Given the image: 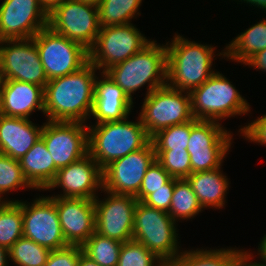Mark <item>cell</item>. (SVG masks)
I'll return each instance as SVG.
<instances>
[{
	"label": "cell",
	"instance_id": "45",
	"mask_svg": "<svg viewBox=\"0 0 266 266\" xmlns=\"http://www.w3.org/2000/svg\"><path fill=\"white\" fill-rule=\"evenodd\" d=\"M9 250L0 245V266H8Z\"/></svg>",
	"mask_w": 266,
	"mask_h": 266
},
{
	"label": "cell",
	"instance_id": "17",
	"mask_svg": "<svg viewBox=\"0 0 266 266\" xmlns=\"http://www.w3.org/2000/svg\"><path fill=\"white\" fill-rule=\"evenodd\" d=\"M48 25L39 0H4L0 5V40L33 38Z\"/></svg>",
	"mask_w": 266,
	"mask_h": 266
},
{
	"label": "cell",
	"instance_id": "46",
	"mask_svg": "<svg viewBox=\"0 0 266 266\" xmlns=\"http://www.w3.org/2000/svg\"><path fill=\"white\" fill-rule=\"evenodd\" d=\"M243 1H244V3L246 2V3L252 4L255 7L256 6L258 8L260 7L261 9L266 11V0H243Z\"/></svg>",
	"mask_w": 266,
	"mask_h": 266
},
{
	"label": "cell",
	"instance_id": "47",
	"mask_svg": "<svg viewBox=\"0 0 266 266\" xmlns=\"http://www.w3.org/2000/svg\"><path fill=\"white\" fill-rule=\"evenodd\" d=\"M77 1H80V2H83L84 4L92 5L98 8L102 0H77Z\"/></svg>",
	"mask_w": 266,
	"mask_h": 266
},
{
	"label": "cell",
	"instance_id": "28",
	"mask_svg": "<svg viewBox=\"0 0 266 266\" xmlns=\"http://www.w3.org/2000/svg\"><path fill=\"white\" fill-rule=\"evenodd\" d=\"M203 208L187 179H176L168 214L176 222L195 217Z\"/></svg>",
	"mask_w": 266,
	"mask_h": 266
},
{
	"label": "cell",
	"instance_id": "44",
	"mask_svg": "<svg viewBox=\"0 0 266 266\" xmlns=\"http://www.w3.org/2000/svg\"><path fill=\"white\" fill-rule=\"evenodd\" d=\"M259 256L261 257V264L266 266V235L263 237L260 247H259Z\"/></svg>",
	"mask_w": 266,
	"mask_h": 266
},
{
	"label": "cell",
	"instance_id": "21",
	"mask_svg": "<svg viewBox=\"0 0 266 266\" xmlns=\"http://www.w3.org/2000/svg\"><path fill=\"white\" fill-rule=\"evenodd\" d=\"M103 79L96 78L94 83V103L91 115L96 118V124L121 121L128 117L133 107V101L105 73Z\"/></svg>",
	"mask_w": 266,
	"mask_h": 266
},
{
	"label": "cell",
	"instance_id": "8",
	"mask_svg": "<svg viewBox=\"0 0 266 266\" xmlns=\"http://www.w3.org/2000/svg\"><path fill=\"white\" fill-rule=\"evenodd\" d=\"M33 41L48 81L80 70L89 62V52L80 43L52 31L40 30Z\"/></svg>",
	"mask_w": 266,
	"mask_h": 266
},
{
	"label": "cell",
	"instance_id": "26",
	"mask_svg": "<svg viewBox=\"0 0 266 266\" xmlns=\"http://www.w3.org/2000/svg\"><path fill=\"white\" fill-rule=\"evenodd\" d=\"M242 250L216 249L180 252L168 266H234Z\"/></svg>",
	"mask_w": 266,
	"mask_h": 266
},
{
	"label": "cell",
	"instance_id": "40",
	"mask_svg": "<svg viewBox=\"0 0 266 266\" xmlns=\"http://www.w3.org/2000/svg\"><path fill=\"white\" fill-rule=\"evenodd\" d=\"M245 65L253 66L255 69L266 71V49L254 54Z\"/></svg>",
	"mask_w": 266,
	"mask_h": 266
},
{
	"label": "cell",
	"instance_id": "27",
	"mask_svg": "<svg viewBox=\"0 0 266 266\" xmlns=\"http://www.w3.org/2000/svg\"><path fill=\"white\" fill-rule=\"evenodd\" d=\"M22 236V202L4 200L0 204V245L9 249Z\"/></svg>",
	"mask_w": 266,
	"mask_h": 266
},
{
	"label": "cell",
	"instance_id": "20",
	"mask_svg": "<svg viewBox=\"0 0 266 266\" xmlns=\"http://www.w3.org/2000/svg\"><path fill=\"white\" fill-rule=\"evenodd\" d=\"M36 109L44 113V88L16 80H2L0 84V114L30 119Z\"/></svg>",
	"mask_w": 266,
	"mask_h": 266
},
{
	"label": "cell",
	"instance_id": "11",
	"mask_svg": "<svg viewBox=\"0 0 266 266\" xmlns=\"http://www.w3.org/2000/svg\"><path fill=\"white\" fill-rule=\"evenodd\" d=\"M232 135L216 121L198 120L191 128L187 151L191 173L221 168Z\"/></svg>",
	"mask_w": 266,
	"mask_h": 266
},
{
	"label": "cell",
	"instance_id": "41",
	"mask_svg": "<svg viewBox=\"0 0 266 266\" xmlns=\"http://www.w3.org/2000/svg\"><path fill=\"white\" fill-rule=\"evenodd\" d=\"M251 257V258H250ZM250 259L252 260V255L251 253H248L247 251H242L238 256H237V260L235 262L234 266H264L261 263H256V262H252L250 261ZM250 262V263H249Z\"/></svg>",
	"mask_w": 266,
	"mask_h": 266
},
{
	"label": "cell",
	"instance_id": "22",
	"mask_svg": "<svg viewBox=\"0 0 266 266\" xmlns=\"http://www.w3.org/2000/svg\"><path fill=\"white\" fill-rule=\"evenodd\" d=\"M42 130L30 119L0 114V153L20 160L41 138Z\"/></svg>",
	"mask_w": 266,
	"mask_h": 266
},
{
	"label": "cell",
	"instance_id": "16",
	"mask_svg": "<svg viewBox=\"0 0 266 266\" xmlns=\"http://www.w3.org/2000/svg\"><path fill=\"white\" fill-rule=\"evenodd\" d=\"M108 198L94 199L95 232L119 242L133 238L134 211L137 199L128 194H116L106 191Z\"/></svg>",
	"mask_w": 266,
	"mask_h": 266
},
{
	"label": "cell",
	"instance_id": "23",
	"mask_svg": "<svg viewBox=\"0 0 266 266\" xmlns=\"http://www.w3.org/2000/svg\"><path fill=\"white\" fill-rule=\"evenodd\" d=\"M26 180L34 189H47L57 175L52 155L47 150L44 140L40 138L19 160Z\"/></svg>",
	"mask_w": 266,
	"mask_h": 266
},
{
	"label": "cell",
	"instance_id": "35",
	"mask_svg": "<svg viewBox=\"0 0 266 266\" xmlns=\"http://www.w3.org/2000/svg\"><path fill=\"white\" fill-rule=\"evenodd\" d=\"M22 187L33 188L24 177L19 160L0 153V200L5 192Z\"/></svg>",
	"mask_w": 266,
	"mask_h": 266
},
{
	"label": "cell",
	"instance_id": "7",
	"mask_svg": "<svg viewBox=\"0 0 266 266\" xmlns=\"http://www.w3.org/2000/svg\"><path fill=\"white\" fill-rule=\"evenodd\" d=\"M139 115L150 137L164 128L191 121L190 94L168 85L155 89L146 95Z\"/></svg>",
	"mask_w": 266,
	"mask_h": 266
},
{
	"label": "cell",
	"instance_id": "39",
	"mask_svg": "<svg viewBox=\"0 0 266 266\" xmlns=\"http://www.w3.org/2000/svg\"><path fill=\"white\" fill-rule=\"evenodd\" d=\"M242 136L261 145H266V114L240 129Z\"/></svg>",
	"mask_w": 266,
	"mask_h": 266
},
{
	"label": "cell",
	"instance_id": "14",
	"mask_svg": "<svg viewBox=\"0 0 266 266\" xmlns=\"http://www.w3.org/2000/svg\"><path fill=\"white\" fill-rule=\"evenodd\" d=\"M41 138L58 169L88 154V126L82 122L48 121Z\"/></svg>",
	"mask_w": 266,
	"mask_h": 266
},
{
	"label": "cell",
	"instance_id": "33",
	"mask_svg": "<svg viewBox=\"0 0 266 266\" xmlns=\"http://www.w3.org/2000/svg\"><path fill=\"white\" fill-rule=\"evenodd\" d=\"M156 161L172 178L186 179L191 174V161L187 149L155 150Z\"/></svg>",
	"mask_w": 266,
	"mask_h": 266
},
{
	"label": "cell",
	"instance_id": "29",
	"mask_svg": "<svg viewBox=\"0 0 266 266\" xmlns=\"http://www.w3.org/2000/svg\"><path fill=\"white\" fill-rule=\"evenodd\" d=\"M142 0H102L98 6L99 26L129 24Z\"/></svg>",
	"mask_w": 266,
	"mask_h": 266
},
{
	"label": "cell",
	"instance_id": "30",
	"mask_svg": "<svg viewBox=\"0 0 266 266\" xmlns=\"http://www.w3.org/2000/svg\"><path fill=\"white\" fill-rule=\"evenodd\" d=\"M123 242L96 232L81 246L83 253L100 266H117Z\"/></svg>",
	"mask_w": 266,
	"mask_h": 266
},
{
	"label": "cell",
	"instance_id": "42",
	"mask_svg": "<svg viewBox=\"0 0 266 266\" xmlns=\"http://www.w3.org/2000/svg\"><path fill=\"white\" fill-rule=\"evenodd\" d=\"M66 0H39L40 5L49 13L54 7Z\"/></svg>",
	"mask_w": 266,
	"mask_h": 266
},
{
	"label": "cell",
	"instance_id": "43",
	"mask_svg": "<svg viewBox=\"0 0 266 266\" xmlns=\"http://www.w3.org/2000/svg\"><path fill=\"white\" fill-rule=\"evenodd\" d=\"M77 266H100L94 260L90 259L83 252L80 254V258Z\"/></svg>",
	"mask_w": 266,
	"mask_h": 266
},
{
	"label": "cell",
	"instance_id": "4",
	"mask_svg": "<svg viewBox=\"0 0 266 266\" xmlns=\"http://www.w3.org/2000/svg\"><path fill=\"white\" fill-rule=\"evenodd\" d=\"M214 48L175 34L171 44L166 43L167 85L186 92L202 85L215 73L211 70Z\"/></svg>",
	"mask_w": 266,
	"mask_h": 266
},
{
	"label": "cell",
	"instance_id": "5",
	"mask_svg": "<svg viewBox=\"0 0 266 266\" xmlns=\"http://www.w3.org/2000/svg\"><path fill=\"white\" fill-rule=\"evenodd\" d=\"M189 94L193 117L197 120L218 122L223 118L244 115L250 111L247 101L219 72H215Z\"/></svg>",
	"mask_w": 266,
	"mask_h": 266
},
{
	"label": "cell",
	"instance_id": "1",
	"mask_svg": "<svg viewBox=\"0 0 266 266\" xmlns=\"http://www.w3.org/2000/svg\"><path fill=\"white\" fill-rule=\"evenodd\" d=\"M88 62L80 70L49 80L44 87V115L48 121L82 122L91 116L95 72Z\"/></svg>",
	"mask_w": 266,
	"mask_h": 266
},
{
	"label": "cell",
	"instance_id": "13",
	"mask_svg": "<svg viewBox=\"0 0 266 266\" xmlns=\"http://www.w3.org/2000/svg\"><path fill=\"white\" fill-rule=\"evenodd\" d=\"M23 236L50 251L68 244L56 209V197L36 198L30 205L22 202Z\"/></svg>",
	"mask_w": 266,
	"mask_h": 266
},
{
	"label": "cell",
	"instance_id": "32",
	"mask_svg": "<svg viewBox=\"0 0 266 266\" xmlns=\"http://www.w3.org/2000/svg\"><path fill=\"white\" fill-rule=\"evenodd\" d=\"M197 121L194 118L186 123L173 125L158 131L151 137L155 150L187 149L191 128Z\"/></svg>",
	"mask_w": 266,
	"mask_h": 266
},
{
	"label": "cell",
	"instance_id": "36",
	"mask_svg": "<svg viewBox=\"0 0 266 266\" xmlns=\"http://www.w3.org/2000/svg\"><path fill=\"white\" fill-rule=\"evenodd\" d=\"M171 175L155 160L148 168L142 180L139 192L134 196L137 201H144L154 190L166 188Z\"/></svg>",
	"mask_w": 266,
	"mask_h": 266
},
{
	"label": "cell",
	"instance_id": "9",
	"mask_svg": "<svg viewBox=\"0 0 266 266\" xmlns=\"http://www.w3.org/2000/svg\"><path fill=\"white\" fill-rule=\"evenodd\" d=\"M150 42L131 23L101 27L94 45L88 50L89 62L105 72L140 52Z\"/></svg>",
	"mask_w": 266,
	"mask_h": 266
},
{
	"label": "cell",
	"instance_id": "6",
	"mask_svg": "<svg viewBox=\"0 0 266 266\" xmlns=\"http://www.w3.org/2000/svg\"><path fill=\"white\" fill-rule=\"evenodd\" d=\"M175 223L168 212L138 201L132 239L142 243L166 266L180 254Z\"/></svg>",
	"mask_w": 266,
	"mask_h": 266
},
{
	"label": "cell",
	"instance_id": "12",
	"mask_svg": "<svg viewBox=\"0 0 266 266\" xmlns=\"http://www.w3.org/2000/svg\"><path fill=\"white\" fill-rule=\"evenodd\" d=\"M0 75L2 80L46 86L48 78L33 38L0 40Z\"/></svg>",
	"mask_w": 266,
	"mask_h": 266
},
{
	"label": "cell",
	"instance_id": "19",
	"mask_svg": "<svg viewBox=\"0 0 266 266\" xmlns=\"http://www.w3.org/2000/svg\"><path fill=\"white\" fill-rule=\"evenodd\" d=\"M56 209L68 245L82 246L95 232L94 200L56 197Z\"/></svg>",
	"mask_w": 266,
	"mask_h": 266
},
{
	"label": "cell",
	"instance_id": "15",
	"mask_svg": "<svg viewBox=\"0 0 266 266\" xmlns=\"http://www.w3.org/2000/svg\"><path fill=\"white\" fill-rule=\"evenodd\" d=\"M155 160V148L150 141L144 148L111 162L102 170V190L135 196L146 171Z\"/></svg>",
	"mask_w": 266,
	"mask_h": 266
},
{
	"label": "cell",
	"instance_id": "10",
	"mask_svg": "<svg viewBox=\"0 0 266 266\" xmlns=\"http://www.w3.org/2000/svg\"><path fill=\"white\" fill-rule=\"evenodd\" d=\"M47 26L89 50L100 30L98 8L77 0H66L48 13Z\"/></svg>",
	"mask_w": 266,
	"mask_h": 266
},
{
	"label": "cell",
	"instance_id": "37",
	"mask_svg": "<svg viewBox=\"0 0 266 266\" xmlns=\"http://www.w3.org/2000/svg\"><path fill=\"white\" fill-rule=\"evenodd\" d=\"M82 247L68 245L61 249L50 251L45 266H77Z\"/></svg>",
	"mask_w": 266,
	"mask_h": 266
},
{
	"label": "cell",
	"instance_id": "18",
	"mask_svg": "<svg viewBox=\"0 0 266 266\" xmlns=\"http://www.w3.org/2000/svg\"><path fill=\"white\" fill-rule=\"evenodd\" d=\"M61 187L63 194L54 197L86 198L94 200L96 190L103 188L102 169L98 163L87 154L82 159L58 169L53 182L46 190Z\"/></svg>",
	"mask_w": 266,
	"mask_h": 266
},
{
	"label": "cell",
	"instance_id": "34",
	"mask_svg": "<svg viewBox=\"0 0 266 266\" xmlns=\"http://www.w3.org/2000/svg\"><path fill=\"white\" fill-rule=\"evenodd\" d=\"M156 263L157 266H165L142 243L132 239L123 243L117 266H156Z\"/></svg>",
	"mask_w": 266,
	"mask_h": 266
},
{
	"label": "cell",
	"instance_id": "31",
	"mask_svg": "<svg viewBox=\"0 0 266 266\" xmlns=\"http://www.w3.org/2000/svg\"><path fill=\"white\" fill-rule=\"evenodd\" d=\"M9 260L17 266H45L50 250L31 239L20 237L9 249Z\"/></svg>",
	"mask_w": 266,
	"mask_h": 266
},
{
	"label": "cell",
	"instance_id": "38",
	"mask_svg": "<svg viewBox=\"0 0 266 266\" xmlns=\"http://www.w3.org/2000/svg\"><path fill=\"white\" fill-rule=\"evenodd\" d=\"M174 185H175V178H171L166 183V188H159L158 190H154V193H151L143 201V203L155 209L169 212Z\"/></svg>",
	"mask_w": 266,
	"mask_h": 266
},
{
	"label": "cell",
	"instance_id": "2",
	"mask_svg": "<svg viewBox=\"0 0 266 266\" xmlns=\"http://www.w3.org/2000/svg\"><path fill=\"white\" fill-rule=\"evenodd\" d=\"M105 73L125 92L132 93L148 83L147 94L167 85V49L151 41L140 52L108 68Z\"/></svg>",
	"mask_w": 266,
	"mask_h": 266
},
{
	"label": "cell",
	"instance_id": "24",
	"mask_svg": "<svg viewBox=\"0 0 266 266\" xmlns=\"http://www.w3.org/2000/svg\"><path fill=\"white\" fill-rule=\"evenodd\" d=\"M227 176L220 168L209 171L191 173L186 179L190 183L202 208H222L225 205V195L229 187Z\"/></svg>",
	"mask_w": 266,
	"mask_h": 266
},
{
	"label": "cell",
	"instance_id": "25",
	"mask_svg": "<svg viewBox=\"0 0 266 266\" xmlns=\"http://www.w3.org/2000/svg\"><path fill=\"white\" fill-rule=\"evenodd\" d=\"M264 49H266V20H261L232 40L226 46L225 52L219 56L223 55L245 64L254 54Z\"/></svg>",
	"mask_w": 266,
	"mask_h": 266
},
{
	"label": "cell",
	"instance_id": "3",
	"mask_svg": "<svg viewBox=\"0 0 266 266\" xmlns=\"http://www.w3.org/2000/svg\"><path fill=\"white\" fill-rule=\"evenodd\" d=\"M126 120L88 126V154L102 170L111 162L144 148L151 141L140 117L137 122Z\"/></svg>",
	"mask_w": 266,
	"mask_h": 266
}]
</instances>
